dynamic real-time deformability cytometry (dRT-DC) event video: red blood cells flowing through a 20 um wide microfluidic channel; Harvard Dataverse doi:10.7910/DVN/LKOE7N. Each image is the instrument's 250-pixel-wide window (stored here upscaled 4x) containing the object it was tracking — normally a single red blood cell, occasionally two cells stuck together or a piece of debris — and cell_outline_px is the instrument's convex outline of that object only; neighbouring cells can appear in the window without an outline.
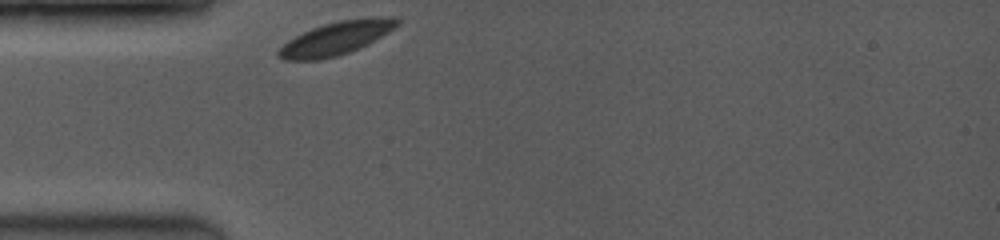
{"species": "common noctule bat (a hibernating species)", "species_latin": "Nyctalus noctula", "temperature_condition": "room temperature", "stored_images_in_passage": 40, "camera_frame_rate_fps": 3500, "um_per_image_px": 0.085, "animal": {"sex": "female", "body_mass_g": 19.0, "forearm_length_mm": 53.3}, "frame": {"image": 1, "passage_image": 1, "time_ms": 0.0, "image_size_px": [1000, 240], "cell_outline_px": [[400, 24], [388, 32], [368, 44], [348, 52], [336, 56], [316, 60], [284, 60], [276, 56], [276, 52], [288, 40], [312, 28], [324, 24], [340, 20], [376, 16], [396, 16], [400, 20]], "centroid_in_image_um": [28.6, 3.23], "position_along_channel_um": 56.4, "area_um2": 22.95}}
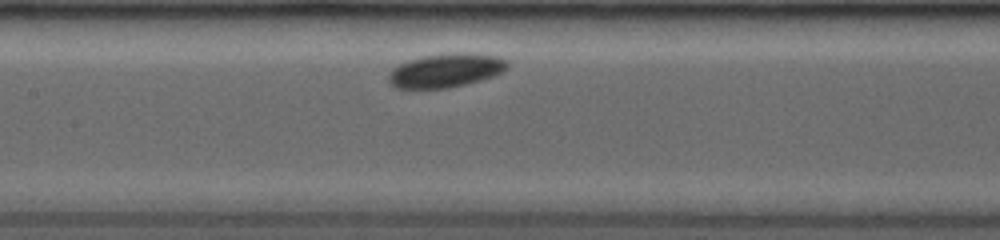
{"frame": {"image": 2, "passage_image": 14, "time_ms": 3.143, "image_size_px": [1000, 240], "cell_outline_px": [[508, 68], [504, 72], [468, 84], [448, 88], [396, 88], [388, 80], [388, 72], [392, 68], [408, 60], [424, 56], [456, 52], [468, 52], [500, 56], [508, 60]], "centroid_in_image_um": [37.93, 5.97], "position_along_channel_um": 169.5, "area_um2": 23.7}}
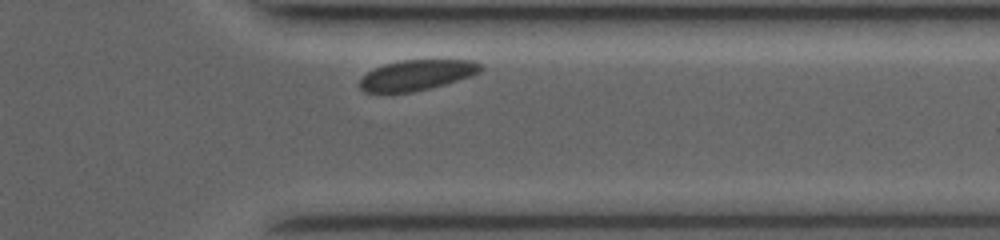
{"frame": {"image": 3, "passage_image": 36, "time_ms": 8.571, "image_size_px": [1000, 240], "cell_outline_px": [[484, 68], [480, 72], [472, 76], [444, 84], [412, 92], [364, 92], [360, 88], [360, 80], [368, 72], [384, 64], [400, 60], [476, 60]], "centroid_in_image_um": [35.47, 6.37], "position_along_channel_um": 375.9, "area_um2": 21.27}}